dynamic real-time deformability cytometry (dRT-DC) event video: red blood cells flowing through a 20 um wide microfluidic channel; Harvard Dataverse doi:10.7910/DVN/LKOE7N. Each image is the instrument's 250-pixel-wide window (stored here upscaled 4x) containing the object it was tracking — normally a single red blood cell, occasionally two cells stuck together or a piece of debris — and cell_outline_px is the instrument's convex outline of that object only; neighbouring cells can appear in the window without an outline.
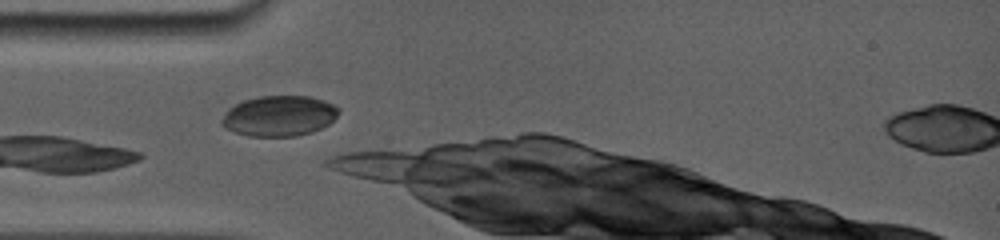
{"species": "common noctule bat (a hibernating species)", "species_latin": "Nyctalus noctula", "temperature_condition": "room temperature", "stored_images_in_passage": 4, "camera_frame_rate_fps": 5000, "um_per_image_px": 0.085, "animal": {"sex": "female", "body_mass_g": 19.0, "forearm_length_mm": 56.7}, "frame": {"image": 1, "passage_image": 1, "time_ms": 0.0, "image_size_px": [1000, 240], "cell_outline_px": [[340, 112], [328, 124], [312, 132], [296, 136], [248, 136], [224, 128], [220, 124], [220, 120], [224, 112], [228, 108], [244, 100], [260, 96], [308, 96], [324, 100], [336, 104], [340, 108]], "centroid_in_image_um": [23.72, 9.85], "position_along_channel_um": 61.3, "area_um2": 27.8}}